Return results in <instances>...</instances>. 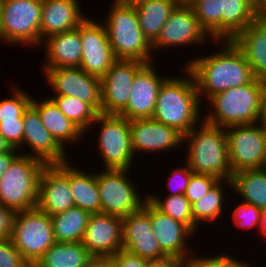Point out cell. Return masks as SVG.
<instances>
[{
    "instance_id": "603a6c76",
    "label": "cell",
    "mask_w": 266,
    "mask_h": 267,
    "mask_svg": "<svg viewBox=\"0 0 266 267\" xmlns=\"http://www.w3.org/2000/svg\"><path fill=\"white\" fill-rule=\"evenodd\" d=\"M85 16L79 0H43L40 40L78 28Z\"/></svg>"
},
{
    "instance_id": "9a60e30c",
    "label": "cell",
    "mask_w": 266,
    "mask_h": 267,
    "mask_svg": "<svg viewBox=\"0 0 266 267\" xmlns=\"http://www.w3.org/2000/svg\"><path fill=\"white\" fill-rule=\"evenodd\" d=\"M207 39L212 40L200 26L192 6L177 5L161 29L159 36L152 43V50L154 52V50L160 51L166 47L204 45Z\"/></svg>"
},
{
    "instance_id": "f6af8a7d",
    "label": "cell",
    "mask_w": 266,
    "mask_h": 267,
    "mask_svg": "<svg viewBox=\"0 0 266 267\" xmlns=\"http://www.w3.org/2000/svg\"><path fill=\"white\" fill-rule=\"evenodd\" d=\"M116 267H147L149 260L131 254L126 250H120L113 256Z\"/></svg>"
},
{
    "instance_id": "83f0119b",
    "label": "cell",
    "mask_w": 266,
    "mask_h": 267,
    "mask_svg": "<svg viewBox=\"0 0 266 267\" xmlns=\"http://www.w3.org/2000/svg\"><path fill=\"white\" fill-rule=\"evenodd\" d=\"M78 169L73 167L72 162L70 164L68 161V179L74 198V206L90 213H101L96 171L86 172Z\"/></svg>"
},
{
    "instance_id": "8fae6325",
    "label": "cell",
    "mask_w": 266,
    "mask_h": 267,
    "mask_svg": "<svg viewBox=\"0 0 266 267\" xmlns=\"http://www.w3.org/2000/svg\"><path fill=\"white\" fill-rule=\"evenodd\" d=\"M233 173L266 165V131L258 123L225 128Z\"/></svg>"
},
{
    "instance_id": "4dcf8cb0",
    "label": "cell",
    "mask_w": 266,
    "mask_h": 267,
    "mask_svg": "<svg viewBox=\"0 0 266 267\" xmlns=\"http://www.w3.org/2000/svg\"><path fill=\"white\" fill-rule=\"evenodd\" d=\"M91 257L82 242H56L33 267H86Z\"/></svg>"
},
{
    "instance_id": "f907efd6",
    "label": "cell",
    "mask_w": 266,
    "mask_h": 267,
    "mask_svg": "<svg viewBox=\"0 0 266 267\" xmlns=\"http://www.w3.org/2000/svg\"><path fill=\"white\" fill-rule=\"evenodd\" d=\"M258 123L266 131V89L263 92L262 99H261L260 116H259Z\"/></svg>"
},
{
    "instance_id": "d4e9b609",
    "label": "cell",
    "mask_w": 266,
    "mask_h": 267,
    "mask_svg": "<svg viewBox=\"0 0 266 267\" xmlns=\"http://www.w3.org/2000/svg\"><path fill=\"white\" fill-rule=\"evenodd\" d=\"M232 41L244 54L254 77L266 82V18H256Z\"/></svg>"
},
{
    "instance_id": "836d02e7",
    "label": "cell",
    "mask_w": 266,
    "mask_h": 267,
    "mask_svg": "<svg viewBox=\"0 0 266 267\" xmlns=\"http://www.w3.org/2000/svg\"><path fill=\"white\" fill-rule=\"evenodd\" d=\"M147 200L160 212L169 215L173 219L187 225L193 232H197L199 226L194 222L190 201L181 195H167L165 199L156 194H146ZM161 197V198H160Z\"/></svg>"
},
{
    "instance_id": "db71d44e",
    "label": "cell",
    "mask_w": 266,
    "mask_h": 267,
    "mask_svg": "<svg viewBox=\"0 0 266 267\" xmlns=\"http://www.w3.org/2000/svg\"><path fill=\"white\" fill-rule=\"evenodd\" d=\"M198 0H176L177 4L180 6H192Z\"/></svg>"
},
{
    "instance_id": "e575fe53",
    "label": "cell",
    "mask_w": 266,
    "mask_h": 267,
    "mask_svg": "<svg viewBox=\"0 0 266 267\" xmlns=\"http://www.w3.org/2000/svg\"><path fill=\"white\" fill-rule=\"evenodd\" d=\"M50 98L69 120L84 133L89 132V128L99 114L91 105L71 96H52Z\"/></svg>"
},
{
    "instance_id": "ee69618b",
    "label": "cell",
    "mask_w": 266,
    "mask_h": 267,
    "mask_svg": "<svg viewBox=\"0 0 266 267\" xmlns=\"http://www.w3.org/2000/svg\"><path fill=\"white\" fill-rule=\"evenodd\" d=\"M16 211L0 204V241L11 238Z\"/></svg>"
},
{
    "instance_id": "30bf717a",
    "label": "cell",
    "mask_w": 266,
    "mask_h": 267,
    "mask_svg": "<svg viewBox=\"0 0 266 267\" xmlns=\"http://www.w3.org/2000/svg\"><path fill=\"white\" fill-rule=\"evenodd\" d=\"M101 172V173H100ZM126 169H103L96 172V179L101 201V213L124 218L140 210L147 196L137 192ZM139 193V194H138Z\"/></svg>"
},
{
    "instance_id": "816d5d0a",
    "label": "cell",
    "mask_w": 266,
    "mask_h": 267,
    "mask_svg": "<svg viewBox=\"0 0 266 267\" xmlns=\"http://www.w3.org/2000/svg\"><path fill=\"white\" fill-rule=\"evenodd\" d=\"M259 230V234H263V236L266 238V208H264L261 213Z\"/></svg>"
},
{
    "instance_id": "d6a6232c",
    "label": "cell",
    "mask_w": 266,
    "mask_h": 267,
    "mask_svg": "<svg viewBox=\"0 0 266 267\" xmlns=\"http://www.w3.org/2000/svg\"><path fill=\"white\" fill-rule=\"evenodd\" d=\"M223 182L227 183L228 187L232 189L231 180H219L204 196L191 204L193 220L198 226L206 221H214L220 218L222 213L224 214L222 209L226 204L224 201L226 195L223 190L225 187Z\"/></svg>"
},
{
    "instance_id": "681fc988",
    "label": "cell",
    "mask_w": 266,
    "mask_h": 267,
    "mask_svg": "<svg viewBox=\"0 0 266 267\" xmlns=\"http://www.w3.org/2000/svg\"><path fill=\"white\" fill-rule=\"evenodd\" d=\"M256 18H266V0H254Z\"/></svg>"
},
{
    "instance_id": "c3c4849f",
    "label": "cell",
    "mask_w": 266,
    "mask_h": 267,
    "mask_svg": "<svg viewBox=\"0 0 266 267\" xmlns=\"http://www.w3.org/2000/svg\"><path fill=\"white\" fill-rule=\"evenodd\" d=\"M184 261L174 257H166L159 260H151L147 267H182Z\"/></svg>"
},
{
    "instance_id": "e0dca14e",
    "label": "cell",
    "mask_w": 266,
    "mask_h": 267,
    "mask_svg": "<svg viewBox=\"0 0 266 267\" xmlns=\"http://www.w3.org/2000/svg\"><path fill=\"white\" fill-rule=\"evenodd\" d=\"M160 76L152 63H146L135 75L127 106L118 115L128 120L152 118L160 87L169 77Z\"/></svg>"
},
{
    "instance_id": "7dc6e473",
    "label": "cell",
    "mask_w": 266,
    "mask_h": 267,
    "mask_svg": "<svg viewBox=\"0 0 266 267\" xmlns=\"http://www.w3.org/2000/svg\"><path fill=\"white\" fill-rule=\"evenodd\" d=\"M86 267H116L112 256H92Z\"/></svg>"
},
{
    "instance_id": "ffe728a7",
    "label": "cell",
    "mask_w": 266,
    "mask_h": 267,
    "mask_svg": "<svg viewBox=\"0 0 266 267\" xmlns=\"http://www.w3.org/2000/svg\"><path fill=\"white\" fill-rule=\"evenodd\" d=\"M24 134L23 146H28L31 152L22 155L40 159L45 164H59L69 161L68 153L53 138L44 127L38 110L30 104L23 114Z\"/></svg>"
},
{
    "instance_id": "ab89813d",
    "label": "cell",
    "mask_w": 266,
    "mask_h": 267,
    "mask_svg": "<svg viewBox=\"0 0 266 267\" xmlns=\"http://www.w3.org/2000/svg\"><path fill=\"white\" fill-rule=\"evenodd\" d=\"M218 181L219 179L212 175L193 173L184 195L192 204L204 196Z\"/></svg>"
},
{
    "instance_id": "7bdbcfd3",
    "label": "cell",
    "mask_w": 266,
    "mask_h": 267,
    "mask_svg": "<svg viewBox=\"0 0 266 267\" xmlns=\"http://www.w3.org/2000/svg\"><path fill=\"white\" fill-rule=\"evenodd\" d=\"M184 164V167H176V169L171 171V176H169V180H167L169 181L167 183V186H169L168 189L171 190V193H168V195L185 194L193 172L189 169V166L186 162Z\"/></svg>"
},
{
    "instance_id": "5bb4252c",
    "label": "cell",
    "mask_w": 266,
    "mask_h": 267,
    "mask_svg": "<svg viewBox=\"0 0 266 267\" xmlns=\"http://www.w3.org/2000/svg\"><path fill=\"white\" fill-rule=\"evenodd\" d=\"M74 206V198L68 179V161L45 164L38 182L37 208L53 216Z\"/></svg>"
},
{
    "instance_id": "2e32d148",
    "label": "cell",
    "mask_w": 266,
    "mask_h": 267,
    "mask_svg": "<svg viewBox=\"0 0 266 267\" xmlns=\"http://www.w3.org/2000/svg\"><path fill=\"white\" fill-rule=\"evenodd\" d=\"M77 29L80 31L82 40L79 67L88 74L102 78L117 60L103 23L87 17Z\"/></svg>"
},
{
    "instance_id": "8992f818",
    "label": "cell",
    "mask_w": 266,
    "mask_h": 267,
    "mask_svg": "<svg viewBox=\"0 0 266 267\" xmlns=\"http://www.w3.org/2000/svg\"><path fill=\"white\" fill-rule=\"evenodd\" d=\"M44 166L40 159L20 154L0 177V204L16 212L36 208Z\"/></svg>"
},
{
    "instance_id": "f1b7e54d",
    "label": "cell",
    "mask_w": 266,
    "mask_h": 267,
    "mask_svg": "<svg viewBox=\"0 0 266 267\" xmlns=\"http://www.w3.org/2000/svg\"><path fill=\"white\" fill-rule=\"evenodd\" d=\"M222 41L233 40L248 25L254 22L253 0H222Z\"/></svg>"
},
{
    "instance_id": "74e56055",
    "label": "cell",
    "mask_w": 266,
    "mask_h": 267,
    "mask_svg": "<svg viewBox=\"0 0 266 267\" xmlns=\"http://www.w3.org/2000/svg\"><path fill=\"white\" fill-rule=\"evenodd\" d=\"M240 204V205H239ZM236 205L232 212V220L235 227L241 229H259L262 210L253 204L241 202Z\"/></svg>"
},
{
    "instance_id": "ba28073f",
    "label": "cell",
    "mask_w": 266,
    "mask_h": 267,
    "mask_svg": "<svg viewBox=\"0 0 266 267\" xmlns=\"http://www.w3.org/2000/svg\"><path fill=\"white\" fill-rule=\"evenodd\" d=\"M10 239L23 258L34 266L56 243L51 217L37 207L16 212Z\"/></svg>"
},
{
    "instance_id": "7c38bea8",
    "label": "cell",
    "mask_w": 266,
    "mask_h": 267,
    "mask_svg": "<svg viewBox=\"0 0 266 267\" xmlns=\"http://www.w3.org/2000/svg\"><path fill=\"white\" fill-rule=\"evenodd\" d=\"M54 96H71L91 105L101 113V80L80 67L42 69Z\"/></svg>"
},
{
    "instance_id": "bcb514c9",
    "label": "cell",
    "mask_w": 266,
    "mask_h": 267,
    "mask_svg": "<svg viewBox=\"0 0 266 267\" xmlns=\"http://www.w3.org/2000/svg\"><path fill=\"white\" fill-rule=\"evenodd\" d=\"M18 152V149L12 148L10 151L0 154V177L10 167L12 162L21 154Z\"/></svg>"
},
{
    "instance_id": "1f68e13d",
    "label": "cell",
    "mask_w": 266,
    "mask_h": 267,
    "mask_svg": "<svg viewBox=\"0 0 266 267\" xmlns=\"http://www.w3.org/2000/svg\"><path fill=\"white\" fill-rule=\"evenodd\" d=\"M91 213L73 206L50 216L56 242H82Z\"/></svg>"
},
{
    "instance_id": "7a4b0ae2",
    "label": "cell",
    "mask_w": 266,
    "mask_h": 267,
    "mask_svg": "<svg viewBox=\"0 0 266 267\" xmlns=\"http://www.w3.org/2000/svg\"><path fill=\"white\" fill-rule=\"evenodd\" d=\"M183 68L184 76L188 75V78L173 76L163 82L152 118L185 136L197 123L202 122L203 117L200 111L202 101L194 77L185 66Z\"/></svg>"
},
{
    "instance_id": "f546056e",
    "label": "cell",
    "mask_w": 266,
    "mask_h": 267,
    "mask_svg": "<svg viewBox=\"0 0 266 267\" xmlns=\"http://www.w3.org/2000/svg\"><path fill=\"white\" fill-rule=\"evenodd\" d=\"M232 190L244 200L263 210L266 208V169H249L233 173Z\"/></svg>"
},
{
    "instance_id": "8d00e7d4",
    "label": "cell",
    "mask_w": 266,
    "mask_h": 267,
    "mask_svg": "<svg viewBox=\"0 0 266 267\" xmlns=\"http://www.w3.org/2000/svg\"><path fill=\"white\" fill-rule=\"evenodd\" d=\"M11 89L12 96L0 100V123L9 120H23L24 111L32 102V97L22 88L14 86Z\"/></svg>"
},
{
    "instance_id": "d6986e66",
    "label": "cell",
    "mask_w": 266,
    "mask_h": 267,
    "mask_svg": "<svg viewBox=\"0 0 266 267\" xmlns=\"http://www.w3.org/2000/svg\"><path fill=\"white\" fill-rule=\"evenodd\" d=\"M123 250L146 260L168 257L153 233L150 215L141 208L122 219Z\"/></svg>"
},
{
    "instance_id": "b9f144b4",
    "label": "cell",
    "mask_w": 266,
    "mask_h": 267,
    "mask_svg": "<svg viewBox=\"0 0 266 267\" xmlns=\"http://www.w3.org/2000/svg\"><path fill=\"white\" fill-rule=\"evenodd\" d=\"M0 134L7 140L12 148L18 150L23 148V120L3 121V123H0Z\"/></svg>"
},
{
    "instance_id": "f35d334b",
    "label": "cell",
    "mask_w": 266,
    "mask_h": 267,
    "mask_svg": "<svg viewBox=\"0 0 266 267\" xmlns=\"http://www.w3.org/2000/svg\"><path fill=\"white\" fill-rule=\"evenodd\" d=\"M212 257H197L195 254L193 257L185 260L182 267H245L247 262L240 261L232 257L229 254H217ZM195 256V257H194Z\"/></svg>"
},
{
    "instance_id": "44dd1931",
    "label": "cell",
    "mask_w": 266,
    "mask_h": 267,
    "mask_svg": "<svg viewBox=\"0 0 266 267\" xmlns=\"http://www.w3.org/2000/svg\"><path fill=\"white\" fill-rule=\"evenodd\" d=\"M82 244L91 256H113L123 250L122 218L91 213Z\"/></svg>"
},
{
    "instance_id": "60d3db41",
    "label": "cell",
    "mask_w": 266,
    "mask_h": 267,
    "mask_svg": "<svg viewBox=\"0 0 266 267\" xmlns=\"http://www.w3.org/2000/svg\"><path fill=\"white\" fill-rule=\"evenodd\" d=\"M0 267H31L10 238L0 241Z\"/></svg>"
},
{
    "instance_id": "ac0fdd59",
    "label": "cell",
    "mask_w": 266,
    "mask_h": 267,
    "mask_svg": "<svg viewBox=\"0 0 266 267\" xmlns=\"http://www.w3.org/2000/svg\"><path fill=\"white\" fill-rule=\"evenodd\" d=\"M149 215L153 233L161 250L168 256L185 261L194 253L187 249V238H191L193 231L185 224L167 214L157 210L148 200L142 207ZM191 251V252H190ZM191 253V254H189Z\"/></svg>"
},
{
    "instance_id": "6da1fadb",
    "label": "cell",
    "mask_w": 266,
    "mask_h": 267,
    "mask_svg": "<svg viewBox=\"0 0 266 267\" xmlns=\"http://www.w3.org/2000/svg\"><path fill=\"white\" fill-rule=\"evenodd\" d=\"M194 58L184 66L194 77L200 101L255 78L244 54L231 40H224L214 54Z\"/></svg>"
},
{
    "instance_id": "4316f807",
    "label": "cell",
    "mask_w": 266,
    "mask_h": 267,
    "mask_svg": "<svg viewBox=\"0 0 266 267\" xmlns=\"http://www.w3.org/2000/svg\"><path fill=\"white\" fill-rule=\"evenodd\" d=\"M145 37L152 44L178 5L176 0H139L133 3Z\"/></svg>"
},
{
    "instance_id": "484cf974",
    "label": "cell",
    "mask_w": 266,
    "mask_h": 267,
    "mask_svg": "<svg viewBox=\"0 0 266 267\" xmlns=\"http://www.w3.org/2000/svg\"><path fill=\"white\" fill-rule=\"evenodd\" d=\"M31 104L38 110L44 127L64 150L66 143L73 145L84 136V132L60 111L51 98L41 99L39 102L32 99Z\"/></svg>"
},
{
    "instance_id": "9c48e42d",
    "label": "cell",
    "mask_w": 266,
    "mask_h": 267,
    "mask_svg": "<svg viewBox=\"0 0 266 267\" xmlns=\"http://www.w3.org/2000/svg\"><path fill=\"white\" fill-rule=\"evenodd\" d=\"M93 124L100 125L96 140L99 155L104 162L103 169L131 170L135 160L132 149L129 120L116 114L99 113Z\"/></svg>"
},
{
    "instance_id": "4fadbf2b",
    "label": "cell",
    "mask_w": 266,
    "mask_h": 267,
    "mask_svg": "<svg viewBox=\"0 0 266 267\" xmlns=\"http://www.w3.org/2000/svg\"><path fill=\"white\" fill-rule=\"evenodd\" d=\"M138 60L117 59L101 80V113L118 115L129 101L137 72L145 65Z\"/></svg>"
},
{
    "instance_id": "11a10c76",
    "label": "cell",
    "mask_w": 266,
    "mask_h": 267,
    "mask_svg": "<svg viewBox=\"0 0 266 267\" xmlns=\"http://www.w3.org/2000/svg\"><path fill=\"white\" fill-rule=\"evenodd\" d=\"M117 1L122 2V3L133 4L139 0H117Z\"/></svg>"
},
{
    "instance_id": "7402d4cb",
    "label": "cell",
    "mask_w": 266,
    "mask_h": 267,
    "mask_svg": "<svg viewBox=\"0 0 266 267\" xmlns=\"http://www.w3.org/2000/svg\"><path fill=\"white\" fill-rule=\"evenodd\" d=\"M134 155L141 152H165L181 146L183 135L153 118L129 120ZM139 152V153H136Z\"/></svg>"
},
{
    "instance_id": "cb8c5ba5",
    "label": "cell",
    "mask_w": 266,
    "mask_h": 267,
    "mask_svg": "<svg viewBox=\"0 0 266 267\" xmlns=\"http://www.w3.org/2000/svg\"><path fill=\"white\" fill-rule=\"evenodd\" d=\"M41 47L46 54L42 69L79 67L81 64L82 40L77 28L48 36L42 41Z\"/></svg>"
},
{
    "instance_id": "277c9868",
    "label": "cell",
    "mask_w": 266,
    "mask_h": 267,
    "mask_svg": "<svg viewBox=\"0 0 266 267\" xmlns=\"http://www.w3.org/2000/svg\"><path fill=\"white\" fill-rule=\"evenodd\" d=\"M265 89L266 82L254 78L246 85L215 94L208 99L211 110L203 120L222 128L258 123Z\"/></svg>"
},
{
    "instance_id": "d590c367",
    "label": "cell",
    "mask_w": 266,
    "mask_h": 267,
    "mask_svg": "<svg viewBox=\"0 0 266 267\" xmlns=\"http://www.w3.org/2000/svg\"><path fill=\"white\" fill-rule=\"evenodd\" d=\"M192 9L212 41H222V0H198Z\"/></svg>"
},
{
    "instance_id": "52a82bcc",
    "label": "cell",
    "mask_w": 266,
    "mask_h": 267,
    "mask_svg": "<svg viewBox=\"0 0 266 267\" xmlns=\"http://www.w3.org/2000/svg\"><path fill=\"white\" fill-rule=\"evenodd\" d=\"M43 0H0V39L5 44L41 46Z\"/></svg>"
},
{
    "instance_id": "3957f363",
    "label": "cell",
    "mask_w": 266,
    "mask_h": 267,
    "mask_svg": "<svg viewBox=\"0 0 266 267\" xmlns=\"http://www.w3.org/2000/svg\"><path fill=\"white\" fill-rule=\"evenodd\" d=\"M185 141L188 144L185 162L193 173L231 180L233 171L229 163L225 128L211 125L202 119V123L183 136Z\"/></svg>"
},
{
    "instance_id": "5b68a950",
    "label": "cell",
    "mask_w": 266,
    "mask_h": 267,
    "mask_svg": "<svg viewBox=\"0 0 266 267\" xmlns=\"http://www.w3.org/2000/svg\"><path fill=\"white\" fill-rule=\"evenodd\" d=\"M103 22L116 59L154 63L152 44L143 34L133 4L117 0Z\"/></svg>"
},
{
    "instance_id": "f5cc1de1",
    "label": "cell",
    "mask_w": 266,
    "mask_h": 267,
    "mask_svg": "<svg viewBox=\"0 0 266 267\" xmlns=\"http://www.w3.org/2000/svg\"><path fill=\"white\" fill-rule=\"evenodd\" d=\"M12 147L7 140L0 134V154L10 151Z\"/></svg>"
}]
</instances>
